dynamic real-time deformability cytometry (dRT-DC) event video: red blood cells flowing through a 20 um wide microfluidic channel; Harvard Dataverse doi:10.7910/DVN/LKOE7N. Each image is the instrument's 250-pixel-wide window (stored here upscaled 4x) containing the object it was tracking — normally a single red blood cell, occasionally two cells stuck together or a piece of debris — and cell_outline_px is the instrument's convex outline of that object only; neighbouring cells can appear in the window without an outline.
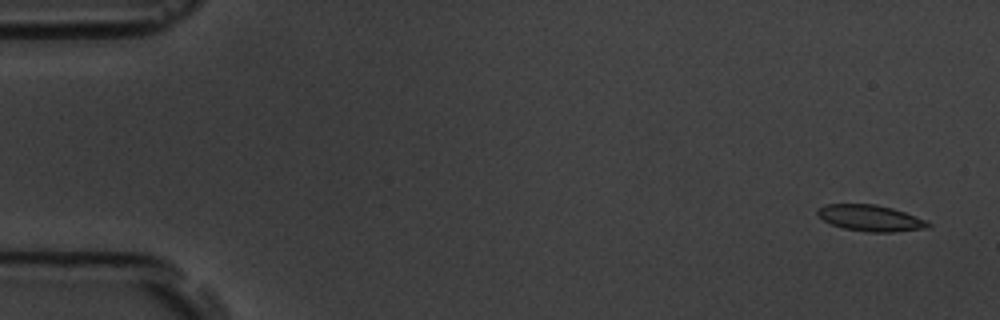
{"species": "common noctule bat (a hibernating species)", "species_latin": "Nyctalus noctula", "temperature_condition": "room temperature", "stored_images_in_passage": 6, "segment_of_instrument_passage": [1, 2], "camera_frame_rate_fps": 3000, "um_per_image_px": 0.085, "animal": {"sex": "male", "body_mass_g": 19.5, "forearm_length_mm": 54.6}, "frame": {"image": 1, "passage_image": 1, "time_ms": 0.0, "image_size_px": [1000, 320], "cell_outline_px": [[932, 224], [928, 228], [892, 232], [868, 232], [844, 228], [832, 224], [824, 220], [816, 212], [820, 208], [828, 204], [876, 204], [892, 208], [928, 220]], "centroid_in_image_um": [74.05, 18.54], "position_along_channel_um": 10.9, "area_um2": 16.76}}
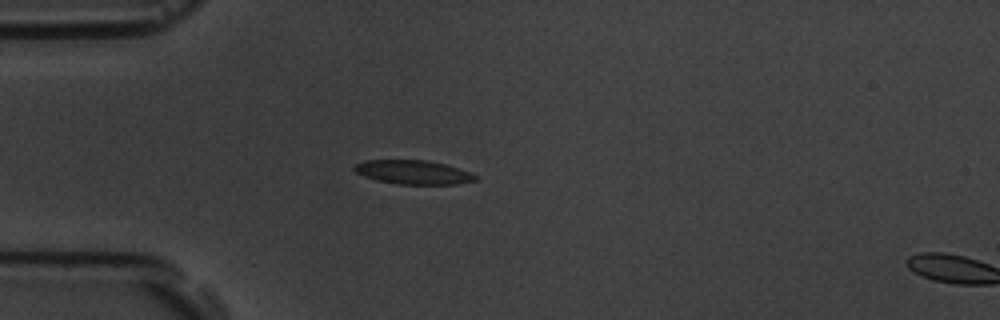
{"frame": {"image": 2, "passage_image": 5, "time_ms": 4.333, "image_size_px": [1000, 320], "cell_outline_px": [[476, 180], [456, 184], [396, 184], [376, 180], [364, 176], [356, 172], [352, 168], [356, 164], [364, 160], [428, 160], [444, 164], [468, 172], [476, 176]], "centroid_in_image_um": [35.06, 14.64], "position_along_channel_um": 49.9, "area_um2": 16.7}}